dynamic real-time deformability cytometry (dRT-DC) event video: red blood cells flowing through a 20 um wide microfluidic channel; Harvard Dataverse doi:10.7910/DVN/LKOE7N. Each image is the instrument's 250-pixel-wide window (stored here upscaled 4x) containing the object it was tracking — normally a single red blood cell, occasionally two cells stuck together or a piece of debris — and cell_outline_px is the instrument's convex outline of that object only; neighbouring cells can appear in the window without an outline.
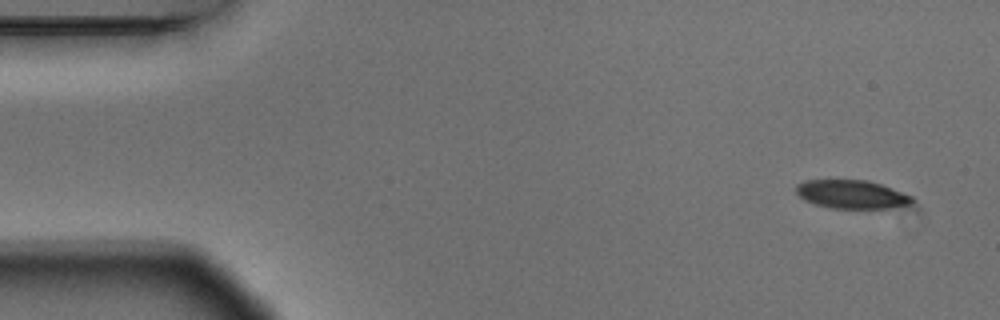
{"species": "Egyptian fruit bat (a non-hibernating species)", "species_latin": "Rousettus aegyptiacus", "temperature_condition": "warm", "stored_images_in_passage": 4, "camera_frame_rate_fps": 3000, "um_per_image_px": 0.085, "animal": {"sex": "male"}, "frame": {"image": 1, "passage_image": 1, "time_ms": 0.0, "image_size_px": [1000, 320], "cell_outline_px": [[916, 200], [912, 204], [888, 208], [832, 208], [816, 204], [804, 200], [796, 192], [796, 184], [804, 180], [868, 180], [892, 188], [912, 196]], "centroid_in_image_um": [72.41, 16.51], "position_along_channel_um": 12.6, "area_um2": 19.25}}
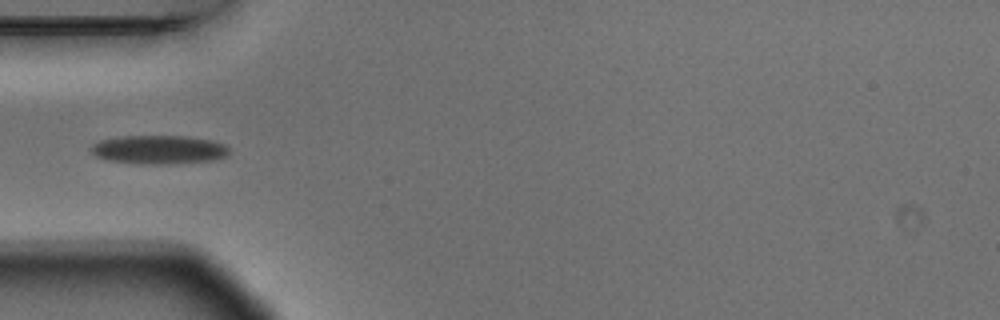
{"frame": {"image": 2, "passage_image": 4, "time_ms": 1.0, "image_size_px": [1000, 320], "cell_outline_px": [[228, 156], [212, 160], [176, 164], [140, 164], [104, 160], [96, 156], [88, 148], [92, 144], [100, 140], [124, 136], [184, 136], [212, 140], [224, 144], [228, 148]], "centroid_in_image_um": [13.47, 12.73], "position_along_channel_um": 71.5, "area_um2": 23.35}}